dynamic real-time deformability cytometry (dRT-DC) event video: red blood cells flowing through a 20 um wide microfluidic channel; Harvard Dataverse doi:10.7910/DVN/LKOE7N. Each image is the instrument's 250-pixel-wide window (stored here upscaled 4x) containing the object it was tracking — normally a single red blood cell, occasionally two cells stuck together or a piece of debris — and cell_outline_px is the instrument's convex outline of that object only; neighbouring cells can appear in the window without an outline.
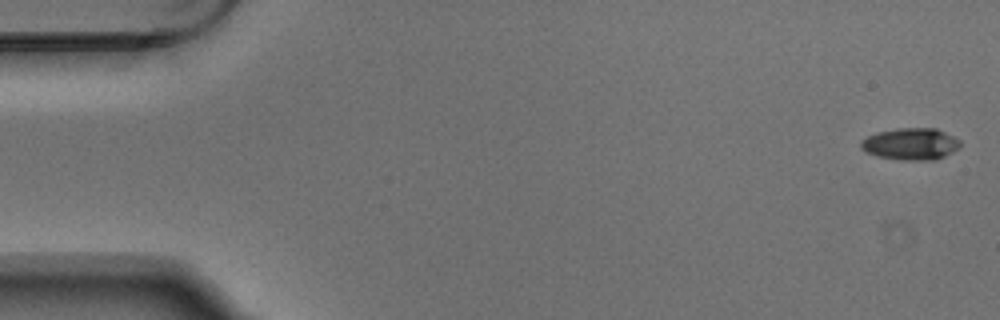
{"species": "Egyptian fruit bat (a non-hibernating species)", "species_latin": "Rousettus aegyptiacus", "temperature_condition": "warm", "stored_images_in_passage": 4, "camera_frame_rate_fps": 3000, "um_per_image_px": 0.085, "animal": {"sex": "male"}, "frame": {"image": 1, "passage_image": 1, "time_ms": 0.0, "image_size_px": [1000, 320], "cell_outline_px": [[960, 148], [936, 160], [904, 160], [880, 156], [868, 152], [860, 148], [860, 140], [868, 136], [880, 132], [896, 128], [936, 128], [960, 140]], "centroid_in_image_um": [77.43, 12.23], "position_along_channel_um": 7.6, "area_um2": 18.26}}